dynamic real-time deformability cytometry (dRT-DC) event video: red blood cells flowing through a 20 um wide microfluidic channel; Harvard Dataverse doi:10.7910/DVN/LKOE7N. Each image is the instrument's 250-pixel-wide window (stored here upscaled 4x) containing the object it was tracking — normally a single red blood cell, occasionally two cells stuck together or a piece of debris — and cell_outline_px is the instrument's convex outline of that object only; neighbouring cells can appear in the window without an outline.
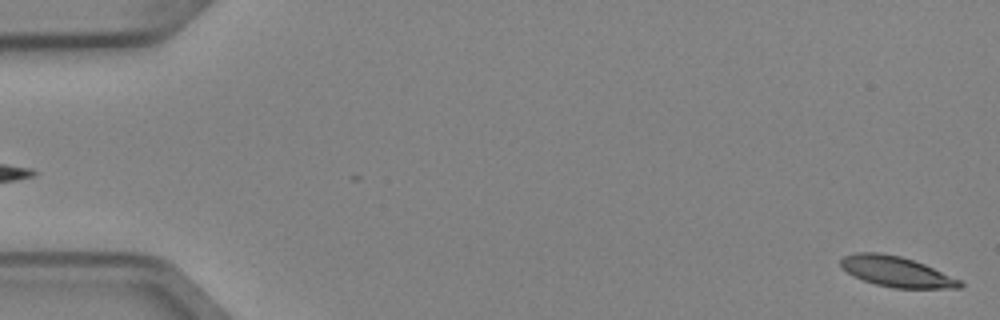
{"species": "Egyptian fruit bat (a non-hibernating species)", "species_latin": "Rousettus aegyptiacus", "temperature_condition": "cold", "stored_images_in_passage": 6, "segment_of_instrument_passage": [2, 2], "camera_frame_rate_fps": 3000, "um_per_image_px": 0.085, "animal": {"sex": "female"}, "frame": {"image": 1, "passage_image": 6, "time_ms": 1.667, "image_size_px": [1000, 320], "cell_outline_px": [[964, 284], [960, 288], [892, 288], [876, 284], [852, 276], [840, 268], [840, 260], [844, 256], [856, 252], [880, 252], [900, 256], [924, 264], [960, 280]], "centroid_in_image_um": [76.14, 23.08], "position_along_channel_um": 8.9, "area_um2": 21.1}}